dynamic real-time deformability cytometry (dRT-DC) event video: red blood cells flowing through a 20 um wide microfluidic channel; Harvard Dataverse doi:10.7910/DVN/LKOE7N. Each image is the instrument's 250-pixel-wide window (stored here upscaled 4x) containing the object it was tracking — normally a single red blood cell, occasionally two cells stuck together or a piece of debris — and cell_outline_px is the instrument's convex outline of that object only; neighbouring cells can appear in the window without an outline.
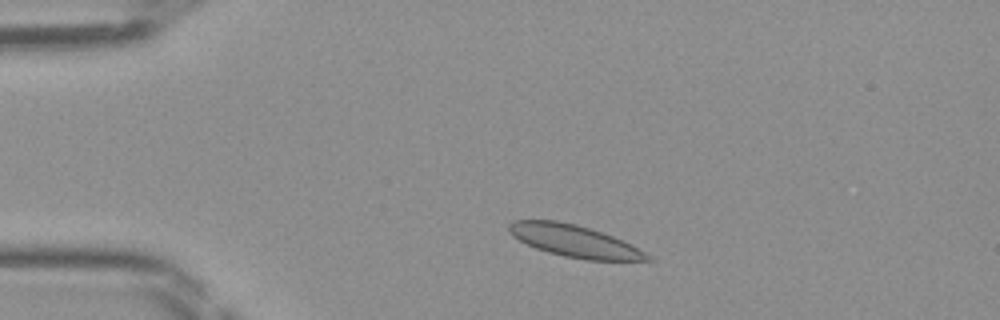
{"species": "Egyptian fruit bat (a non-hibernating species)", "species_latin": "Rousettus aegyptiacus", "temperature_condition": "room temperature", "stored_images_in_passage": 41, "camera_frame_rate_fps": 3000, "um_per_image_px": 0.085, "frame": {"image": 1, "passage_image": 3, "time_ms": 0.667, "image_size_px": [1000, 320], "cell_outline_px": [[652, 260], [588, 260], [564, 256], [548, 252], [536, 248], [512, 236], [508, 228], [508, 224], [512, 220], [556, 220], [576, 224], [612, 236], [652, 256]], "centroid_in_image_um": [48.76, 20.48], "position_along_channel_um": 36.2, "area_um2": 25.32}}
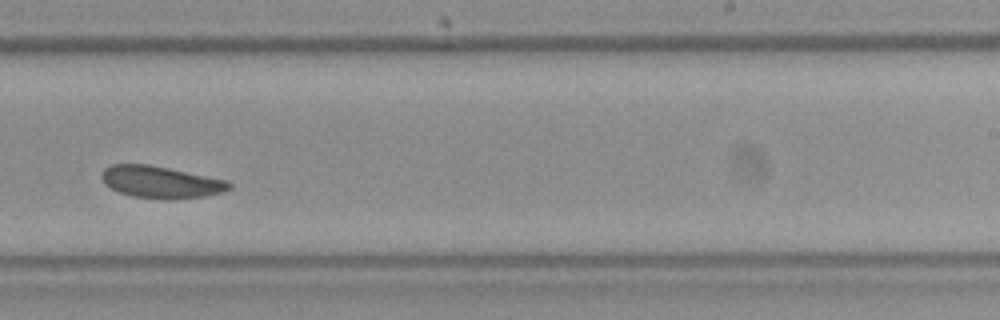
{"frame": {"image": 2, "passage_image": 23, "time_ms": 7.333, "image_size_px": [1000, 320], "cell_outline_px": [[232, 188], [224, 192], [204, 196], [132, 196], [120, 192], [104, 184], [100, 176], [104, 168], [112, 164], [148, 164], [228, 180], [232, 184]], "centroid_in_image_um": [13.65, 15.42], "position_along_channel_um": 275.3, "area_um2": 22.83}}
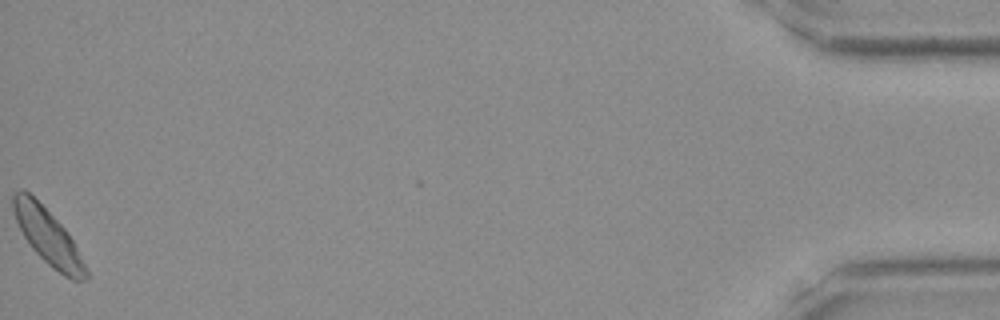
{"frame": {"image": 3, "passage_image": 41, "time_ms": 13.333, "image_size_px": [1000, 320], "cell_outline_px": [[88, 280], [72, 280], [64, 276], [52, 268], [32, 248], [24, 236], [16, 220], [12, 208], [12, 196], [16, 192], [24, 188], [64, 228], [72, 240], [88, 272]], "centroid_in_image_um": [4.06, 20.13], "position_along_channel_um": 431.1, "area_um2": 22.83}}